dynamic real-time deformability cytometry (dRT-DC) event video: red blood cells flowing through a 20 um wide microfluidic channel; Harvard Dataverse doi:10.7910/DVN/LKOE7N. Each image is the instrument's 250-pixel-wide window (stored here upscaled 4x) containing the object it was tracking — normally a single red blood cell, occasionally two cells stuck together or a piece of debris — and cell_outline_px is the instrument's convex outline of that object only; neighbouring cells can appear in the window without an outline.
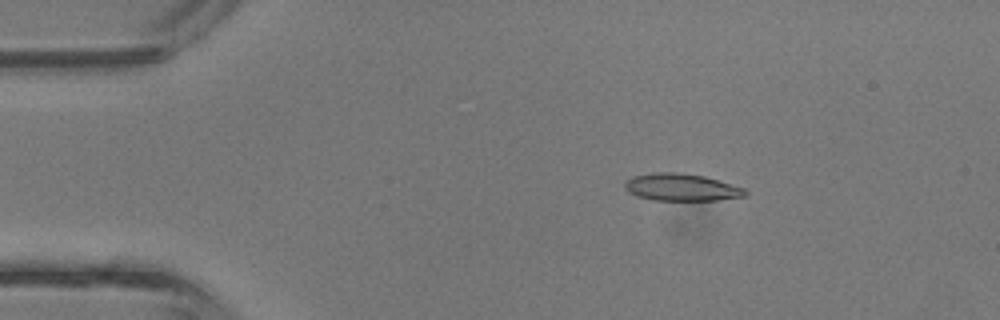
{"species": "common noctule bat (a hibernating species)", "species_latin": "Nyctalus noctula", "temperature_condition": "room temperature", "stored_images_in_passage": 3, "camera_frame_rate_fps": 3000, "um_per_image_px": 0.085, "animal": {"sex": "male", "body_mass_g": 13.3}, "frame": {"image": 1, "passage_image": 2, "time_ms": 0.333, "image_size_px": [1000, 320], "cell_outline_px": [[748, 192], [744, 196], [716, 200], [652, 200], [636, 196], [628, 192], [624, 188], [624, 184], [632, 176], [656, 172], [680, 172], [704, 176], [744, 188]], "centroid_in_image_um": [57.88, 15.92], "position_along_channel_um": 27.1, "area_um2": 19.07}}